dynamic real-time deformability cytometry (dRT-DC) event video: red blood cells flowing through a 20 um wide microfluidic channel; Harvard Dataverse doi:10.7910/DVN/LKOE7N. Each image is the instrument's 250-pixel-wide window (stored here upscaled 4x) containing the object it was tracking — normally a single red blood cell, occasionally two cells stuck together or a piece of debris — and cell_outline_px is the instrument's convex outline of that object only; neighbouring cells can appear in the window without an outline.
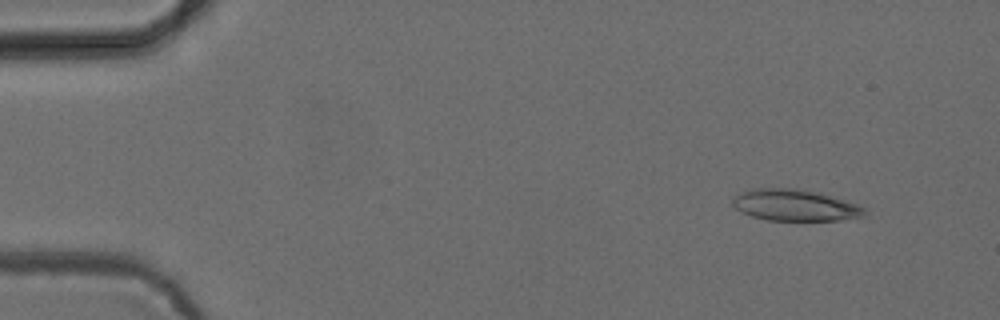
{"species": "common noctule bat (a hibernating species)", "species_latin": "Nyctalus noctula", "temperature_condition": "cold", "stored_images_in_passage": 52, "camera_frame_rate_fps": 3000, "um_per_image_px": 0.085, "animal": {"sex": "female", "body_mass_g": 24.6, "forearm_length_mm": 56.2}, "frame": {"image": 1, "passage_image": 5, "time_ms": 1.333, "image_size_px": [1000, 320], "cell_outline_px": [[864, 212], [860, 216], [840, 220], [768, 220], [752, 216], [740, 212], [732, 204], [732, 200], [740, 192], [752, 188], [804, 188], [820, 192], [856, 204], [864, 208]], "centroid_in_image_um": [67.51, 17.42], "position_along_channel_um": 17.5, "area_um2": 24.1}}
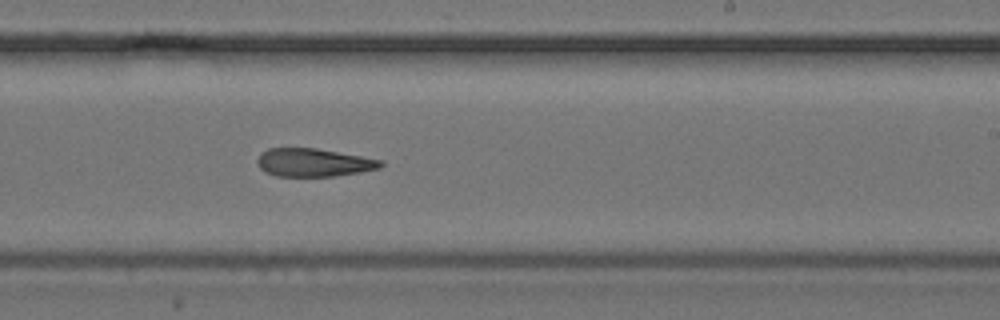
{"frame": {"image": 2, "passage_image": 32, "time_ms": 10.333, "image_size_px": [1000, 320], "cell_outline_px": [[384, 164], [380, 168], [360, 172], [336, 176], [276, 176], [264, 172], [260, 168], [256, 160], [260, 152], [268, 148], [316, 148], [384, 160]], "centroid_in_image_um": [26.64, 13.81], "position_along_channel_um": 262.4, "area_um2": 20.4}}
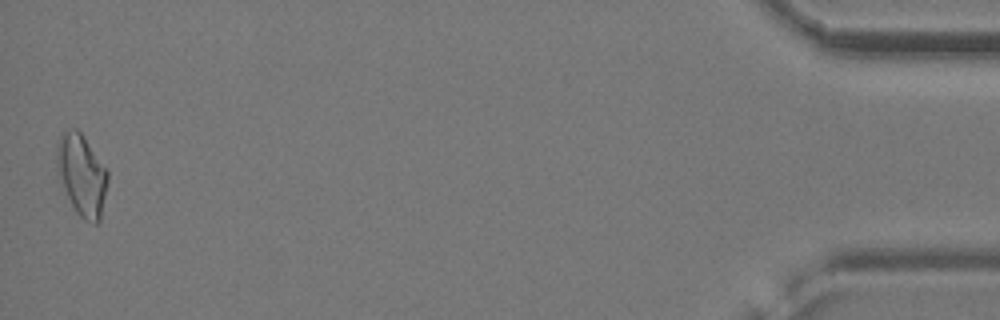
{"frame": {"image": 3, "passage_image": 52, "time_ms": 17.0, "image_size_px": [1000, 320], "cell_outline_px": [[108, 180], [100, 220], [96, 224], [92, 224], [84, 220], [76, 212], [60, 180], [56, 164], [56, 144], [60, 132], [72, 128], [76, 128], [84, 136], [108, 172]], "centroid_in_image_um": [6.93, 14.84], "position_along_channel_um": 428.3, "area_um2": 24.1}}